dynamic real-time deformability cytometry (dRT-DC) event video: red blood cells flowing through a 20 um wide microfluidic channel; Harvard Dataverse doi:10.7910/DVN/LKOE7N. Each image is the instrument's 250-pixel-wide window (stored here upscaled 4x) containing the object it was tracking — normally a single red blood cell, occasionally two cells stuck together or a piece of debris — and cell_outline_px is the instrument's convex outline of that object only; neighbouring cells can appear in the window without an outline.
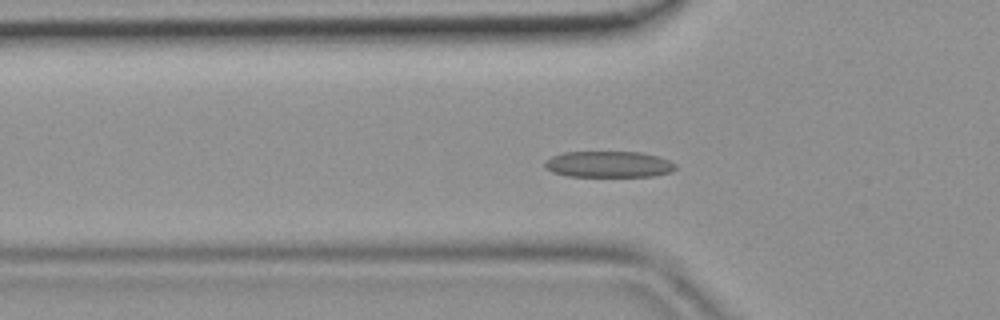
{"species": "common noctule bat (a hibernating species)", "species_latin": "Nyctalus noctula", "temperature_condition": "room temperature", "stored_images_in_passage": 43, "camera_frame_rate_fps": 3000, "um_per_image_px": 0.085, "animal": {"sex": "female", "body_mass_g": 19.9}, "frame": {"image": 1, "passage_image": 13, "time_ms": 4.0, "image_size_px": [1000, 320], "cell_outline_px": [[676, 168], [672, 172], [652, 176], [568, 176], [552, 172], [544, 168], [544, 160], [552, 156], [564, 152], [640, 152], [656, 156], [668, 160], [676, 164]], "centroid_in_image_um": [51.7, 13.96], "position_along_channel_um": 74.1, "area_um2": 20.0}}
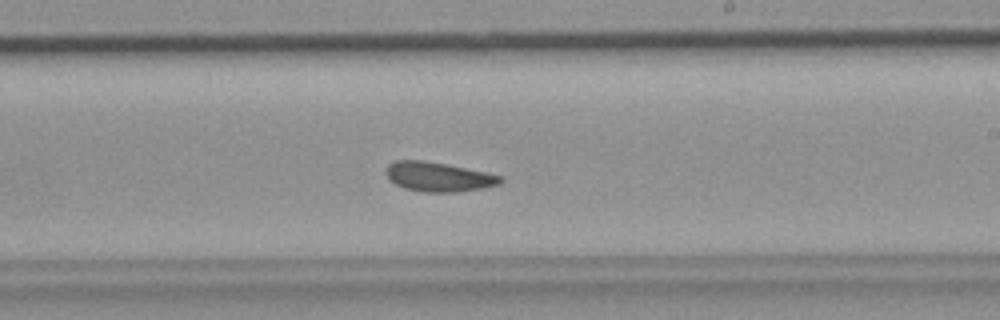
{"frame": {"image": 2, "passage_image": 25, "time_ms": 8.0, "image_size_px": [1000, 320], "cell_outline_px": [[504, 180], [500, 184], [460, 192], [424, 192], [404, 188], [388, 180], [384, 172], [384, 168], [388, 164], [396, 160], [424, 160], [504, 176]], "centroid_in_image_um": [37.21, 15.03], "position_along_channel_um": 251.8, "area_um2": 19.71}}
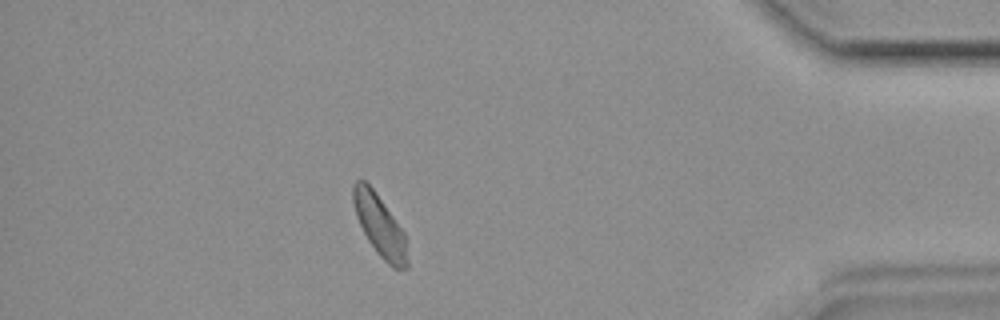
{"frame": {"image": 3, "passage_image": 38, "time_ms": 12.333, "image_size_px": [1000, 320], "cell_outline_px": [[408, 268], [392, 268], [376, 252], [368, 240], [356, 216], [352, 200], [352, 184], [360, 176], [376, 192], [404, 232], [408, 260]], "centroid_in_image_um": [32.25, 19.14], "position_along_channel_um": 402.9, "area_um2": 19.36}}